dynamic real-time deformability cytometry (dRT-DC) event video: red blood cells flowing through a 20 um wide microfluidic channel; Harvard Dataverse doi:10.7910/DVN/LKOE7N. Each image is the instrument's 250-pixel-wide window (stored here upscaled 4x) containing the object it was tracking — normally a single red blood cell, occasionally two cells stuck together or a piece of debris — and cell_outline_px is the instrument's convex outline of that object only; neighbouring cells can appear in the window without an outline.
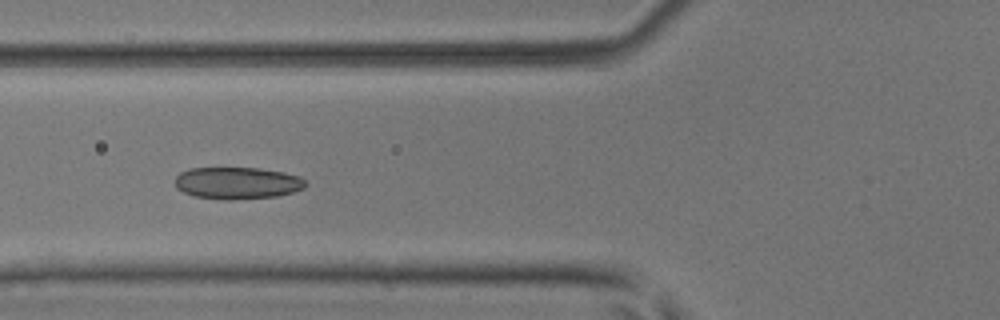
{"species": "common noctule bat (a hibernating species)", "species_latin": "Nyctalus noctula", "temperature_condition": "room temperature", "stored_images_in_passage": 5, "camera_frame_rate_fps": 3000, "um_per_image_px": 0.085, "animal": {"sex": "male", "body_mass_g": 17.9, "forearm_length_mm": 54.2}, "frame": {"image": 1, "passage_image": 4, "time_ms": 1.0, "image_size_px": [1000, 320], "cell_outline_px": [[308, 184], [304, 188], [292, 192], [276, 196], [232, 200], [228, 200], [196, 196], [184, 192], [176, 188], [176, 176], [180, 172], [188, 168], [260, 168], [284, 172], [300, 176]], "centroid_in_image_um": [20.19, 15.55], "position_along_channel_um": 105.6, "area_um2": 24.33}}
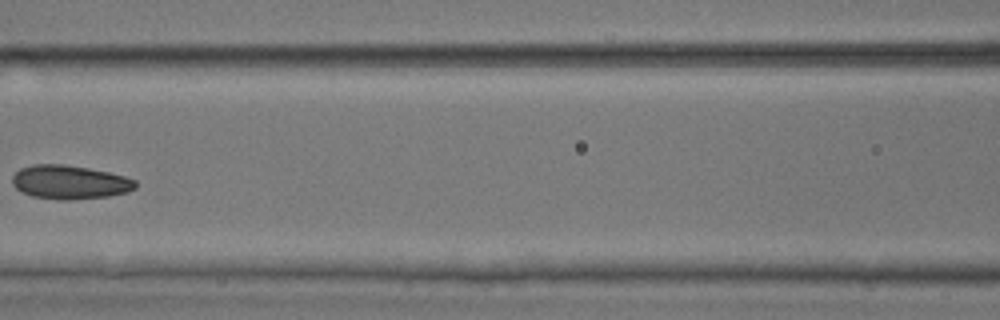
{"frame": {"image": 2, "passage_image": 5, "time_ms": 1.333, "image_size_px": [1000, 320], "cell_outline_px": [[136, 188], [128, 192], [108, 196], [72, 200], [60, 200], [32, 196], [20, 192], [12, 184], [12, 176], [20, 168], [32, 164], [64, 164], [88, 168], [108, 172], [124, 176], [136, 180]], "centroid_in_image_um": [5.91, 15.49], "position_along_channel_um": 160.7, "area_um2": 24.45}}